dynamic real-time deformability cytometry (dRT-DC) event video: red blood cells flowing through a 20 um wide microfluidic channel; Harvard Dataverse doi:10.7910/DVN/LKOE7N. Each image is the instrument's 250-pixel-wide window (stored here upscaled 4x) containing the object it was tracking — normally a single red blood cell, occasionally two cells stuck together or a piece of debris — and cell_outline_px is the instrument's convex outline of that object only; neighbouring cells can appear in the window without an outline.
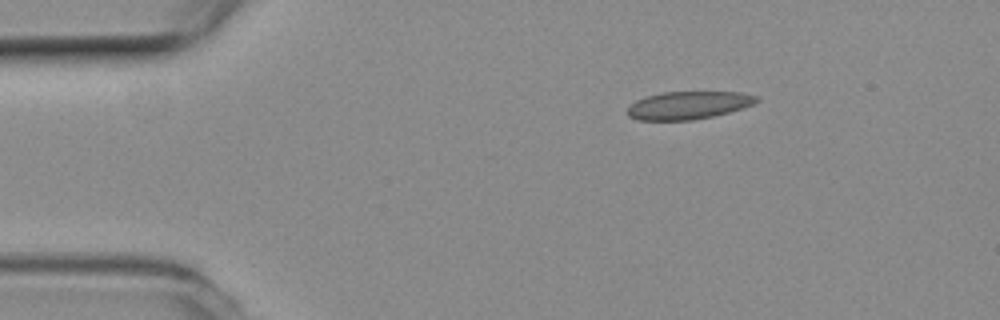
{"species": "common noctule bat (a hibernating species)", "species_latin": "Nyctalus noctula", "temperature_condition": "room temperature", "stored_images_in_passage": 46, "camera_frame_rate_fps": 3000, "um_per_image_px": 0.085, "animal": {"sex": "female", "body_mass_g": 19.3, "forearm_length_mm": 54.1}, "frame": {"image": 1, "passage_image": 1, "time_ms": 0.0, "image_size_px": [1000, 320], "cell_outline_px": [[760, 100], [752, 104], [728, 112], [712, 116], [692, 120], [636, 120], [628, 116], [628, 108], [636, 100], [644, 96], [664, 92], [740, 92], [760, 96]], "centroid_in_image_um": [58.5, 8.94], "position_along_channel_um": 26.5, "area_um2": 20.87}}
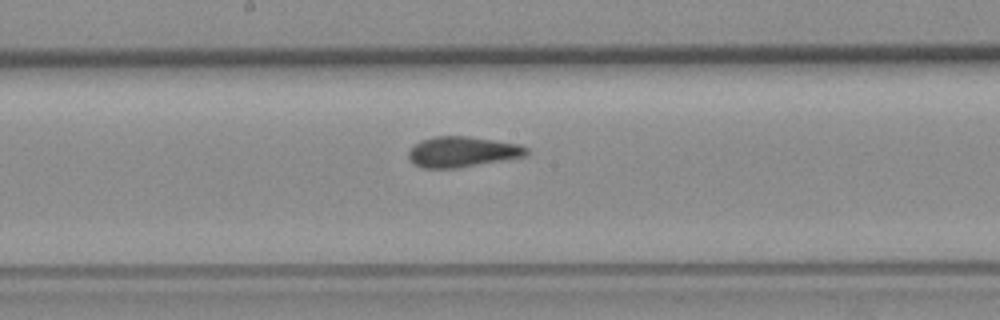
{"frame": {"image": 2, "passage_image": 20, "time_ms": 6.333, "image_size_px": [1000, 320], "cell_outline_px": [[528, 156], [460, 168], [424, 168], [412, 164], [408, 160], [408, 152], [420, 140], [436, 136], [468, 136], [520, 144], [528, 148]], "centroid_in_image_um": [39.31, 12.91], "position_along_channel_um": 208.9, "area_um2": 21.27}}
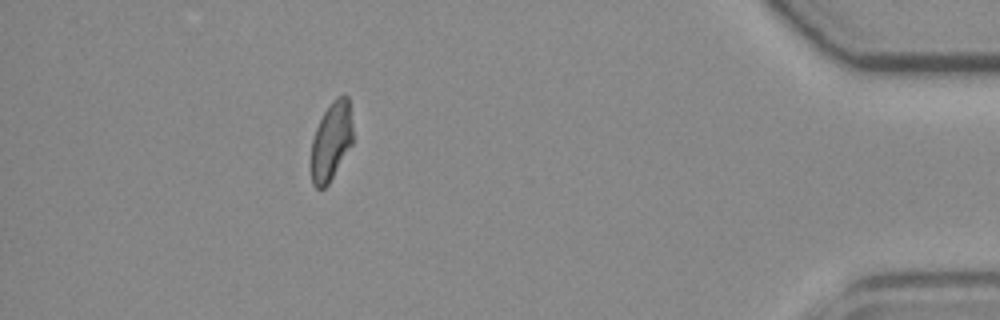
{"frame": {"image": 3, "passage_image": 40, "time_ms": 13.0, "image_size_px": [1000, 320], "cell_outline_px": [[352, 144], [328, 184], [324, 188], [316, 188], [312, 184], [312, 140], [316, 128], [324, 112], [332, 100], [340, 96], [348, 96], [352, 124]], "centroid_in_image_um": [28.16, 12.0], "position_along_channel_um": 407.0, "area_um2": 18.73}, "authors_computed_cell_mechanics": {"area_um2": 20.9236, "velocity_mm_per_s": 3.823, "shape_relaxation_time_tau1_ms": null, "shape_relaxation_time_tau2_ms": 1.4795, "deformation_change_tau1": null, "deformation_change_tau2": 0.0569}}